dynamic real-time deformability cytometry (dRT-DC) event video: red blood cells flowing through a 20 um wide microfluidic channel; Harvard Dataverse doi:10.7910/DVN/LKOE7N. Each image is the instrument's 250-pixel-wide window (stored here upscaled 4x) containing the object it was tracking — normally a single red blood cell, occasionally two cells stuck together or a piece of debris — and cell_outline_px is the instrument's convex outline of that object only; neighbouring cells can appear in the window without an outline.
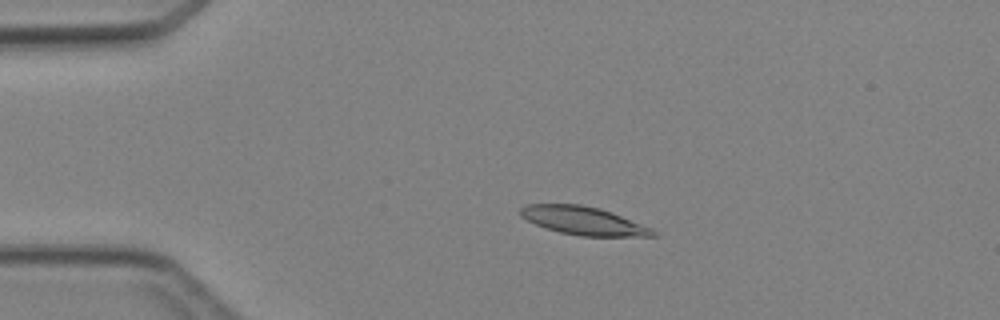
{"species": "Egyptian fruit bat (a non-hibernating species)", "species_latin": "Rousettus aegyptiacus", "temperature_condition": "cold", "stored_images_in_passage": 3, "camera_frame_rate_fps": 3000, "um_per_image_px": 0.085, "animal": {"sex": "female"}, "frame": {"image": 1, "passage_image": 2, "time_ms": 2.0, "image_size_px": [1000, 320], "cell_outline_px": [[656, 236], [580, 236], [560, 232], [536, 224], [520, 216], [520, 208], [524, 204], [580, 204], [600, 208], [612, 212], [652, 228], [656, 232]], "centroid_in_image_um": [49.59, 18.75], "position_along_channel_um": 35.4, "area_um2": 21.68}}